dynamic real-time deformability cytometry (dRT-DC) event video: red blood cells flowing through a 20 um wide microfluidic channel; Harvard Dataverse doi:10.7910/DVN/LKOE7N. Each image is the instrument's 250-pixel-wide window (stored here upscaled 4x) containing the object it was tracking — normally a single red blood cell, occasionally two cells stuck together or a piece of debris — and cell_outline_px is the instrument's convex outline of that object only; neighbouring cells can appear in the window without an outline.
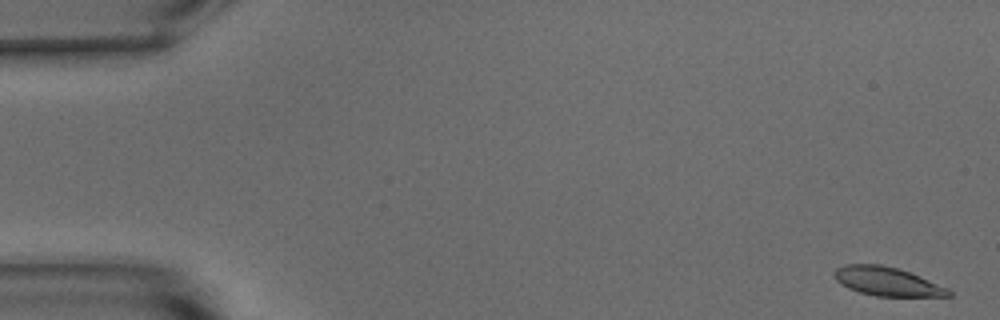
{"species": "common noctule bat (a hibernating species)", "species_latin": "Nyctalus noctula", "temperature_condition": "warm", "stored_images_in_passage": 54, "camera_frame_rate_fps": 3000, "um_per_image_px": 0.085, "animal": {"sex": "male", "body_mass_g": 15.6}, "frame": {"image": 1, "passage_image": 1, "time_ms": 0.0, "image_size_px": [1000, 320], "cell_outline_px": [[952, 296], [876, 296], [860, 292], [848, 288], [840, 284], [836, 280], [832, 272], [836, 268], [844, 264], [880, 264], [896, 268], [908, 272], [948, 288], [952, 292]], "centroid_in_image_um": [75.35, 23.92], "position_along_channel_um": 9.6, "area_um2": 19.02}}
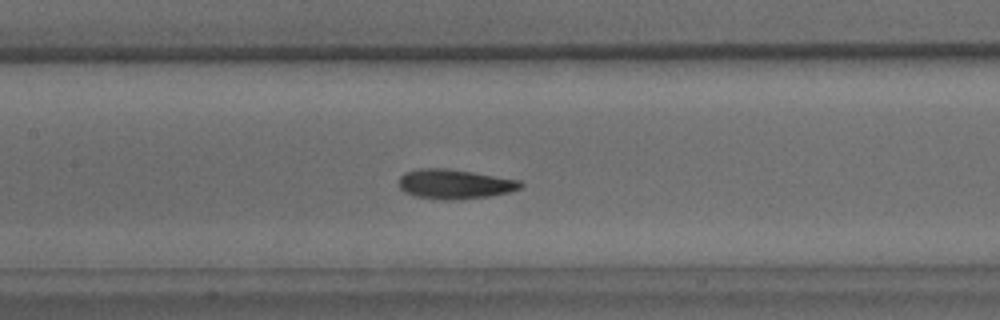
{"frame": {"image": 2, "passage_image": 25, "time_ms": 8.0, "image_size_px": [1000, 320], "cell_outline_px": [[524, 184], [520, 188], [508, 192], [488, 196], [460, 200], [448, 200], [416, 196], [404, 192], [400, 188], [400, 176], [404, 172], [420, 168], [444, 168], [472, 172], [520, 180]], "centroid_in_image_um": [38.64, 15.64], "position_along_channel_um": 168.8, "area_um2": 20.87}}
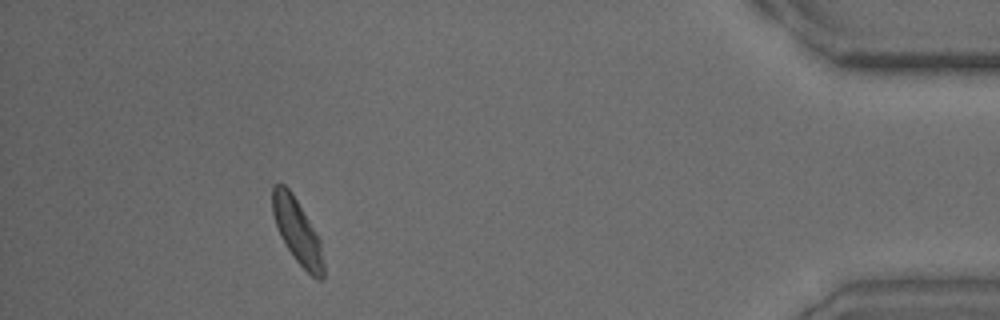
{"frame": {"image": 3, "passage_image": 49, "time_ms": 16.0, "image_size_px": [1000, 320], "cell_outline_px": [[324, 276], [320, 280], [312, 276], [292, 256], [284, 244], [280, 236], [272, 212], [272, 184], [284, 184], [292, 192], [316, 232], [320, 240], [324, 264]], "centroid_in_image_um": [25.26, 19.64], "position_along_channel_um": 409.9, "area_um2": 19.19}, "authors_computed_cell_mechanics": {"area_um2": 20.1144, "velocity_mm_per_s": 3.7219, "shape_relaxation_time_tau1_ms": 2.1171, "shape_relaxation_time_tau2_ms": 2.0392, "deformation_change_tau1": 0.118, "deformation_change_tau2": 0.0871}}